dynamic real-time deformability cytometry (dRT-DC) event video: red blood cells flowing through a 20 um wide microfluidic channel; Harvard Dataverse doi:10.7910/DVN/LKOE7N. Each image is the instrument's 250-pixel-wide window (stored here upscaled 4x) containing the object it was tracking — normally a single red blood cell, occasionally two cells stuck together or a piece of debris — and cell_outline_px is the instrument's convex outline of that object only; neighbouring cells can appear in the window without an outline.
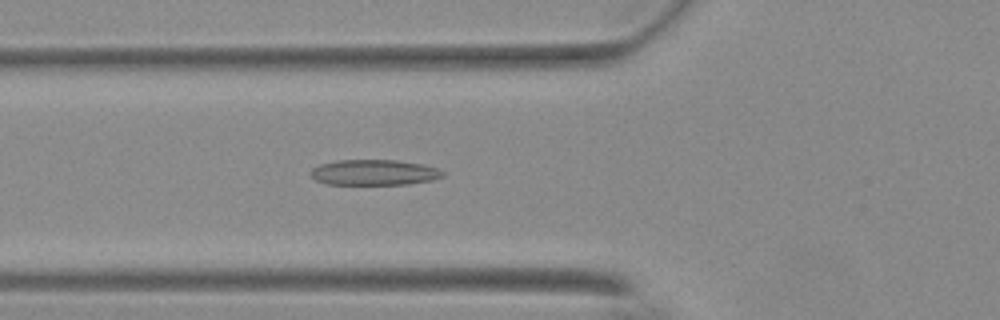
{"species": "Egyptian fruit bat (a non-hibernating species)", "species_latin": "Rousettus aegyptiacus", "temperature_condition": "warm", "stored_images_in_passage": 56, "camera_frame_rate_fps": 3000, "um_per_image_px": 0.085, "animal": {"sex": "female"}, "frame": {"image": 1, "passage_image": 21, "time_ms": 6.667, "image_size_px": [1000, 320], "cell_outline_px": [[444, 176], [432, 180], [408, 184], [324, 184], [316, 180], [308, 172], [312, 168], [320, 164], [336, 160], [396, 160], [424, 164], [436, 168], [444, 172]], "centroid_in_image_um": [31.78, 14.65], "position_along_channel_um": 94.0, "area_um2": 19.77}}
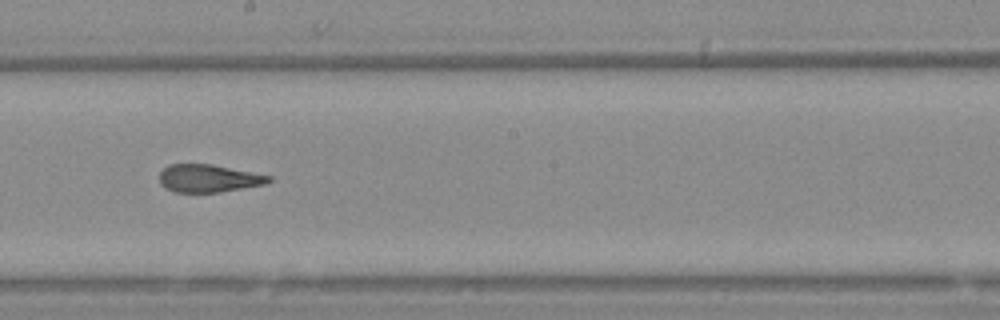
{"frame": {"image": 2, "passage_image": 32, "time_ms": 10.333, "image_size_px": [1000, 320], "cell_outline_px": [[272, 180], [264, 184], [220, 192], [176, 192], [164, 188], [160, 184], [160, 172], [168, 164], [212, 164], [272, 176]], "centroid_in_image_um": [17.7, 15.15], "position_along_channel_um": 230.5, "area_um2": 17.63}}
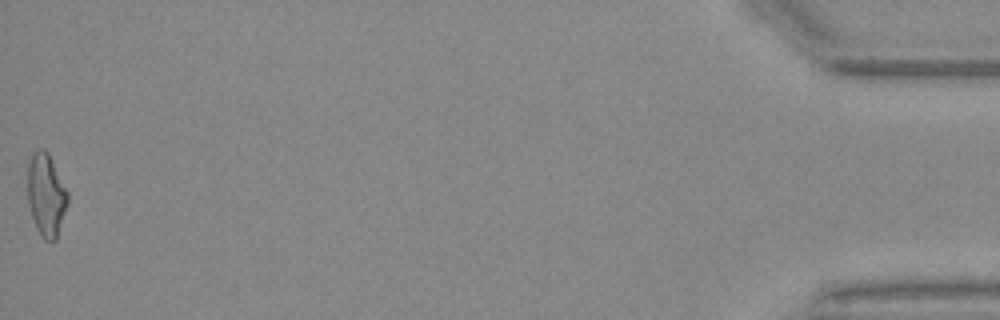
{"frame": {"image": 3, "passage_image": 56, "time_ms": 18.333, "image_size_px": [1000, 320], "cell_outline_px": [[68, 204], [56, 240], [44, 240], [36, 228], [28, 204], [28, 164], [32, 152], [40, 148], [44, 148], [48, 152], [68, 192]], "centroid_in_image_um": [3.92, 16.55], "position_along_channel_um": 431.3, "area_um2": 19.36}, "authors_computed_cell_mechanics": {"area_um2": 19.0451, "velocity_mm_per_s": 3.7188, "shape_relaxation_time_tau1_ms": 7.7534, "shape_relaxation_time_tau2_ms": 1.7979, "deformation_change_tau1": 0.226, "deformation_change_tau2": 0.1127}}